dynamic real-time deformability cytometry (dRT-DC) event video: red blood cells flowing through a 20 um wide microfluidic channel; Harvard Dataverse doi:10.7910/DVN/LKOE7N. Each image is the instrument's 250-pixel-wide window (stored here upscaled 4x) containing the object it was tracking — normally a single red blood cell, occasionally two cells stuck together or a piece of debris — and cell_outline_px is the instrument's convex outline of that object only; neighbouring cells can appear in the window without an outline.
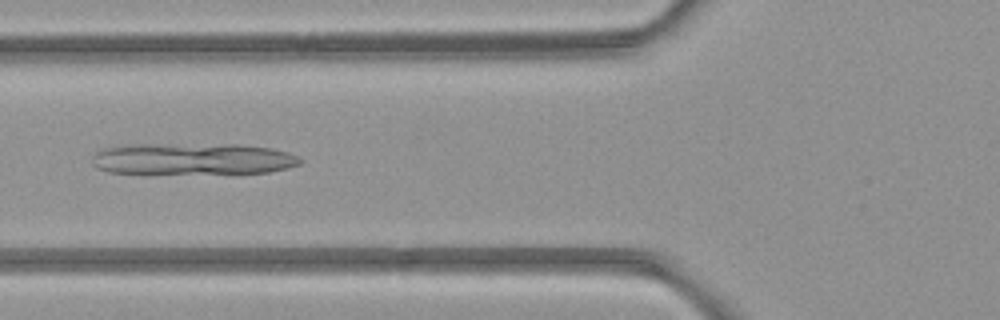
{"species": "common noctule bat (a hibernating species)", "species_latin": "Nyctalus noctula", "temperature_condition": "room temperature", "stored_images_in_passage": 5, "camera_frame_rate_fps": 3000, "um_per_image_px": 0.085, "animal": {"sex": "female", "body_mass_g": 21.9}, "frame": {"image": 1, "passage_image": 5, "time_ms": 4.667, "image_size_px": [1000, 320], "cell_outline_px": [[304, 160], [300, 164], [288, 168], [268, 172], [148, 176], [144, 176], [108, 172], [96, 168], [92, 164], [92, 156], [100, 148], [120, 144], [236, 144], [272, 148], [288, 152]], "centroid_in_image_um": [16.24, 13.54], "position_along_channel_um": 109.6, "area_um2": 40.46}}